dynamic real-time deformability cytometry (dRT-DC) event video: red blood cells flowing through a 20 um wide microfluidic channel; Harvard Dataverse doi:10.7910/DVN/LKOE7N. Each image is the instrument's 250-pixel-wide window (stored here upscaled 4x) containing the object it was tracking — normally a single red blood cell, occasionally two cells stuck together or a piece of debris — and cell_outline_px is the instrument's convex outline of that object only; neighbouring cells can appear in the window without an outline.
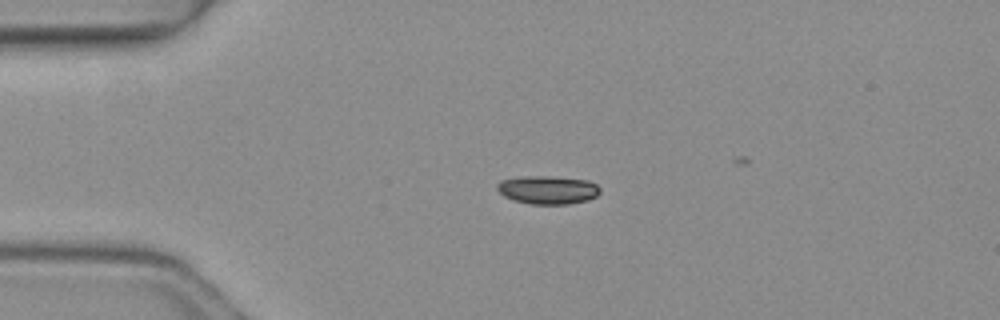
{"species": "common noctule bat (a hibernating species)", "species_latin": "Nyctalus noctula", "temperature_condition": "warm", "stored_images_in_passage": 6, "camera_frame_rate_fps": 3000, "um_per_image_px": 0.085, "animal": {"sex": "female", "body_mass_g": 19.3, "forearm_length_mm": 54.1}, "frame": {"image": 1, "passage_image": 2, "time_ms": 0.333, "image_size_px": [1000, 320], "cell_outline_px": [[600, 192], [596, 196], [588, 200], [568, 204], [532, 204], [512, 200], [504, 196], [496, 188], [496, 184], [500, 180], [520, 176], [548, 176], [588, 180], [596, 184], [600, 188]], "centroid_in_image_um": [46.54, 16.13], "position_along_channel_um": 38.5, "area_um2": 17.11}}
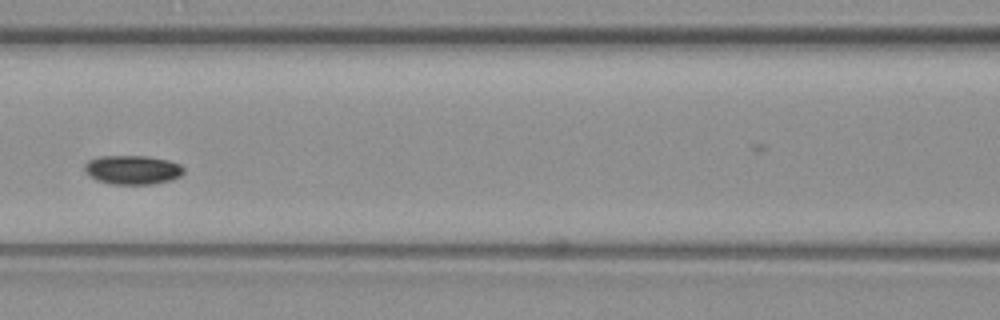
{"frame": {"image": 2, "passage_image": 5, "time_ms": 1.333, "image_size_px": [1000, 320], "cell_outline_px": [[184, 172], [180, 176], [172, 180], [152, 184], [112, 184], [96, 180], [88, 176], [84, 172], [84, 164], [88, 160], [100, 156], [148, 156], [168, 160], [180, 164], [184, 168]], "centroid_in_image_um": [11.25, 14.43], "position_along_channel_um": 155.4, "area_um2": 16.99}}
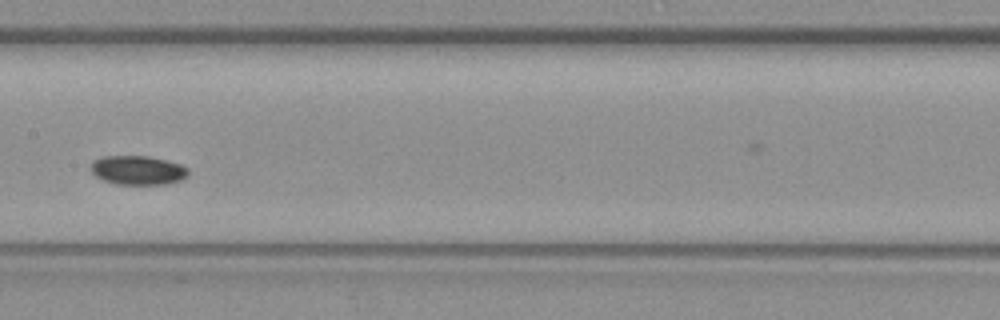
{"frame": {"image": 3, "passage_image": 6, "time_ms": 1.667, "image_size_px": [1000, 320], "cell_outline_px": [[188, 176], [180, 180], [168, 184], [116, 184], [104, 180], [96, 176], [88, 168], [92, 160], [100, 156], [148, 156], [180, 164], [188, 168]], "centroid_in_image_um": [11.67, 14.46], "position_along_channel_um": 195.7, "area_um2": 16.65}}